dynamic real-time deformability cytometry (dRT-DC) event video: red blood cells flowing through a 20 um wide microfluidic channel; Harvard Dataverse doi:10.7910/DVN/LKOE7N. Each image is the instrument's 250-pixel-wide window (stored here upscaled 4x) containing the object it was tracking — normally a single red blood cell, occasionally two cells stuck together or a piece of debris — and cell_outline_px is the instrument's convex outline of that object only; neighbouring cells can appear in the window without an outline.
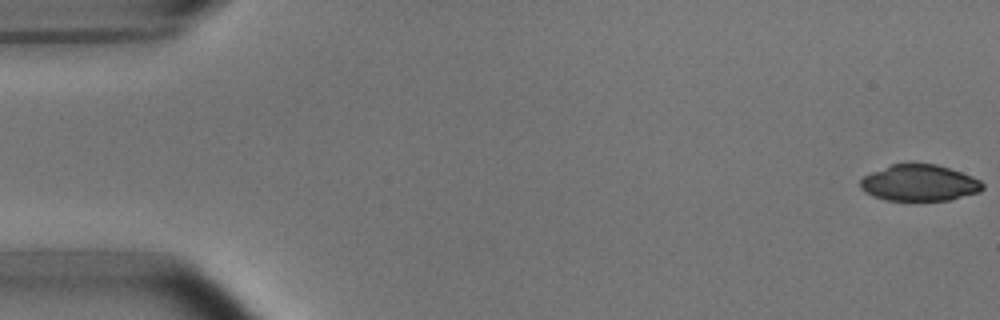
{"species": "common noctule bat (a hibernating species)", "species_latin": "Nyctalus noctula", "temperature_condition": "room temperature", "stored_images_in_passage": 53, "camera_frame_rate_fps": 3000, "um_per_image_px": 0.085, "animal": {"sex": "male", "body_mass_g": 15.6}, "frame": {"image": 1, "passage_image": 1, "time_ms": 0.0, "image_size_px": [1000, 320], "cell_outline_px": [[984, 188], [980, 192], [948, 200], [884, 200], [872, 196], [864, 192], [860, 188], [860, 180], [864, 176], [872, 172], [892, 164], [936, 164], [972, 176], [980, 180], [984, 184]], "centroid_in_image_um": [78.14, 15.56], "position_along_channel_um": 6.9, "area_um2": 25.78}}
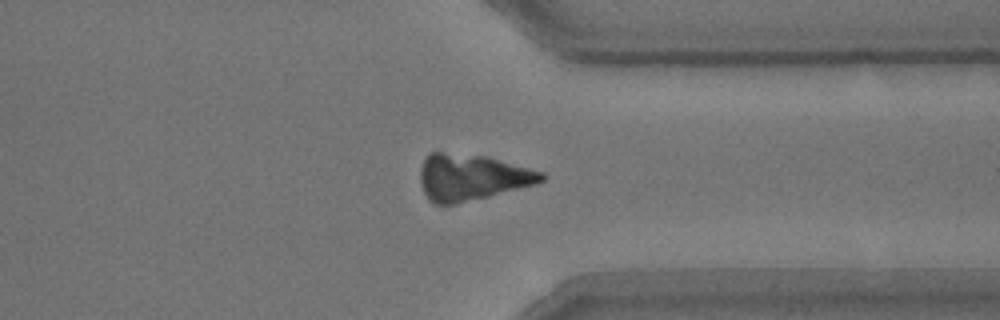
{"frame": {"image": 2, "passage_image": 41, "time_ms": 13.333, "image_size_px": [1000, 320], "cell_outline_px": [[544, 180], [536, 184], [456, 204], [432, 204], [428, 200], [420, 184], [420, 168], [428, 152], [440, 152], [488, 156], [544, 172]], "centroid_in_image_um": [40.07, 15.06], "position_along_channel_um": 371.3, "area_um2": 32.77}}
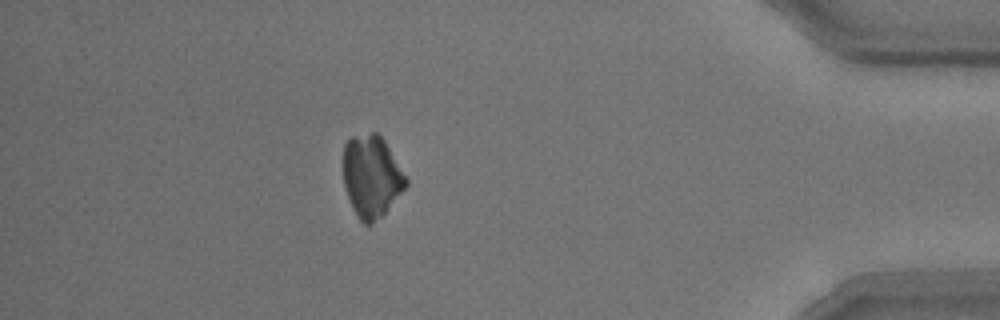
{"frame": {"image": 3, "passage_image": 47, "time_ms": 15.333, "image_size_px": [1000, 320], "cell_outline_px": [[408, 184], [384, 216], [372, 224], [364, 224], [360, 220], [352, 208], [344, 184], [344, 144], [352, 136], [372, 132], [376, 132], [384, 140], [408, 180]], "centroid_in_image_um": [31.59, 15.02], "position_along_channel_um": 403.6, "area_um2": 29.94}}